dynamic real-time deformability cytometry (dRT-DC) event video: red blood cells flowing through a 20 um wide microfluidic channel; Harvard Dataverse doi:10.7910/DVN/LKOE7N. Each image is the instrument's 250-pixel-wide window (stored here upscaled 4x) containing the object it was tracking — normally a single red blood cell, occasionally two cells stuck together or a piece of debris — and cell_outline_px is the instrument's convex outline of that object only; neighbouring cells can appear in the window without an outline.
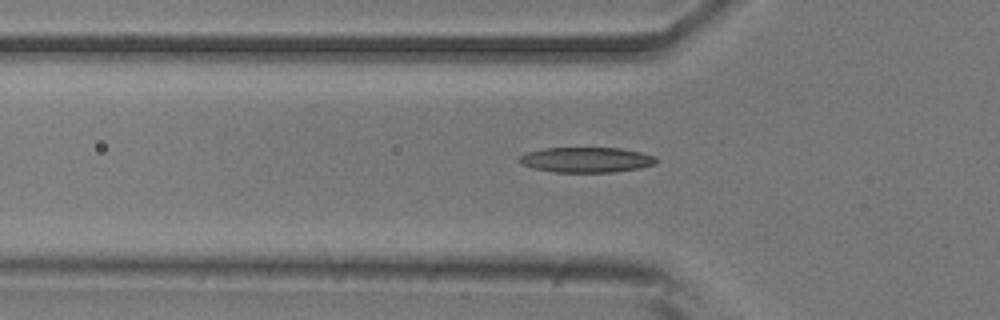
{"species": "common noctule bat (a hibernating species)", "species_latin": "Nyctalus noctula", "temperature_condition": "room temperature", "stored_images_in_passage": 49, "camera_frame_rate_fps": 3000, "um_per_image_px": 0.085, "animal": {"sex": "male", "body_mass_g": 20.5, "forearm_length_mm": 52.5}, "frame": {"image": 1, "passage_image": 16, "time_ms": 5.0, "image_size_px": [1000, 320], "cell_outline_px": [[660, 160], [656, 164], [640, 168], [612, 172], [556, 172], [532, 168], [520, 164], [516, 160], [520, 156], [528, 152], [544, 148], [620, 148], [640, 152], [656, 156]], "centroid_in_image_um": [49.85, 13.58], "position_along_channel_um": 75.9, "area_um2": 20.29}}
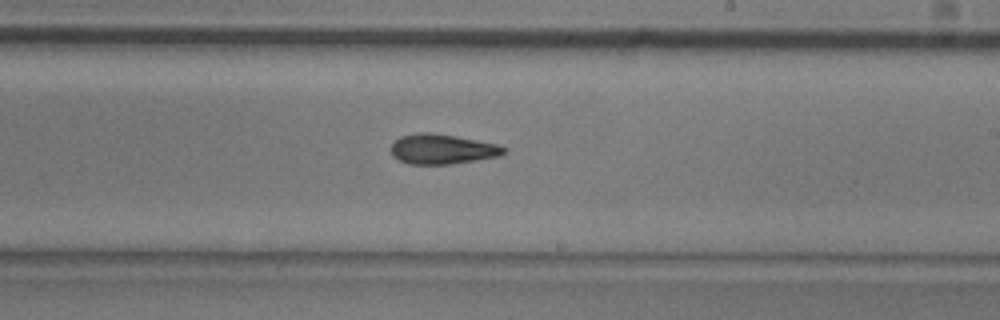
{"frame": {"image": 2, "passage_image": 30, "time_ms": 9.667, "image_size_px": [1000, 320], "cell_outline_px": [[504, 152], [500, 156], [476, 160], [448, 164], [408, 164], [392, 156], [392, 144], [400, 136], [420, 132], [428, 132], [456, 136], [496, 144], [504, 148]], "centroid_in_image_um": [37.55, 12.67], "position_along_channel_um": 251.4, "area_um2": 19.42}}
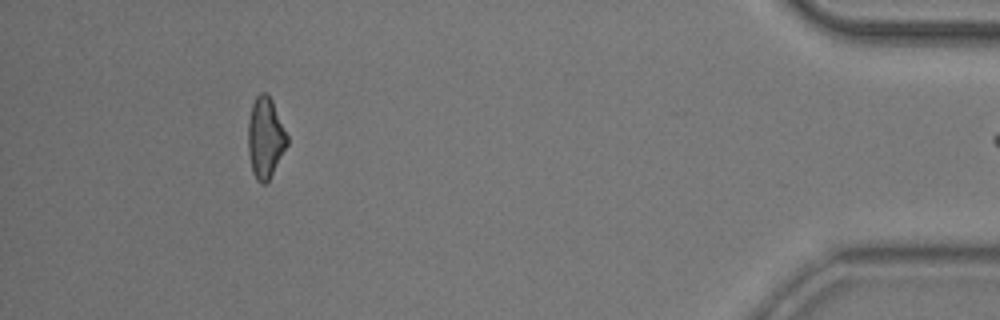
{"frame": {"image": 3, "passage_image": 48, "time_ms": 15.667, "image_size_px": [1000, 320], "cell_outline_px": [[288, 144], [268, 180], [264, 184], [260, 184], [256, 180], [252, 172], [248, 152], [248, 120], [252, 104], [256, 96], [260, 92], [264, 92], [272, 100], [288, 136]], "centroid_in_image_um": [22.54, 11.71], "position_along_channel_um": 412.7, "area_um2": 18.32}}